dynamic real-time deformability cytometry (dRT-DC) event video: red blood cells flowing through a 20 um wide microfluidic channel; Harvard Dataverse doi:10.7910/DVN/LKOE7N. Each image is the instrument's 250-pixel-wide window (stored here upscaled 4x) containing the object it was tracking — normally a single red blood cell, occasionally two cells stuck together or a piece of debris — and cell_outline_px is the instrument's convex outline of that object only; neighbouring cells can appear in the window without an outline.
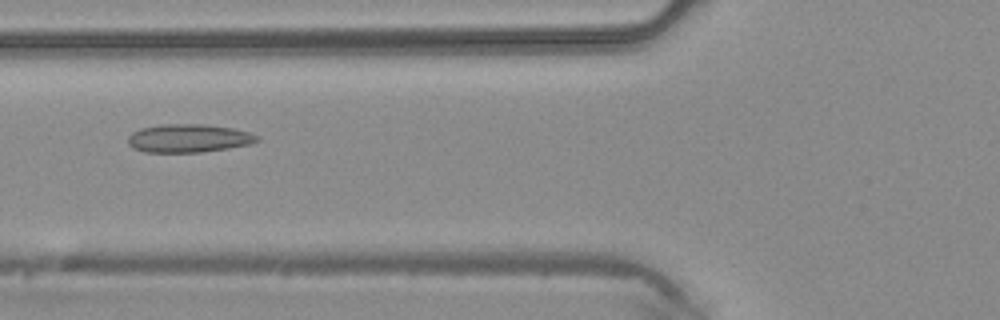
{"species": "common noctule bat (a hibernating species)", "species_latin": "Nyctalus noctula", "temperature_condition": "warm", "stored_images_in_passage": 3, "camera_frame_rate_fps": 3000, "um_per_image_px": 0.085, "animal": {"sex": "male", "body_mass_g": 20.4}, "frame": {"image": 1, "passage_image": 3, "time_ms": 0.667, "image_size_px": [1000, 320], "cell_outline_px": [[260, 140], [248, 144], [228, 148], [200, 152], [144, 152], [132, 148], [128, 144], [128, 136], [132, 132], [140, 128], [164, 124], [204, 124], [232, 128], [248, 132], [260, 136]], "centroid_in_image_um": [16.0, 11.75], "position_along_channel_um": 109.8, "area_um2": 21.27}}